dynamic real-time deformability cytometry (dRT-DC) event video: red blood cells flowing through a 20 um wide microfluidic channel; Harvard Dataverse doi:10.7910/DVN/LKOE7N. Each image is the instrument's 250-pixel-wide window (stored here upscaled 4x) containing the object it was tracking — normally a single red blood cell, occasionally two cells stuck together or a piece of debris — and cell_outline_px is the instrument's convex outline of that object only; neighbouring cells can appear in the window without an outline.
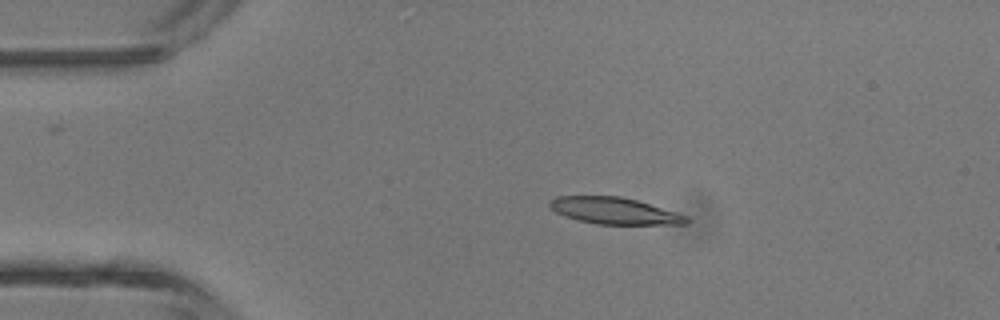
{"species": "common noctule bat (a hibernating species)", "species_latin": "Nyctalus noctula", "temperature_condition": "room temperature", "stored_images_in_passage": 3, "camera_frame_rate_fps": 3000, "um_per_image_px": 0.085, "animal": {"sex": "male", "body_mass_g": 13.3}, "frame": {"image": 1, "passage_image": 2, "time_ms": 1.0, "image_size_px": [1000, 320], "cell_outline_px": [[692, 220], [688, 224], [596, 224], [576, 220], [564, 216], [556, 212], [548, 204], [548, 200], [556, 196], [620, 196], [636, 200], [676, 212], [688, 216]], "centroid_in_image_um": [52.22, 17.92], "position_along_channel_um": 32.8, "area_um2": 21.33}}